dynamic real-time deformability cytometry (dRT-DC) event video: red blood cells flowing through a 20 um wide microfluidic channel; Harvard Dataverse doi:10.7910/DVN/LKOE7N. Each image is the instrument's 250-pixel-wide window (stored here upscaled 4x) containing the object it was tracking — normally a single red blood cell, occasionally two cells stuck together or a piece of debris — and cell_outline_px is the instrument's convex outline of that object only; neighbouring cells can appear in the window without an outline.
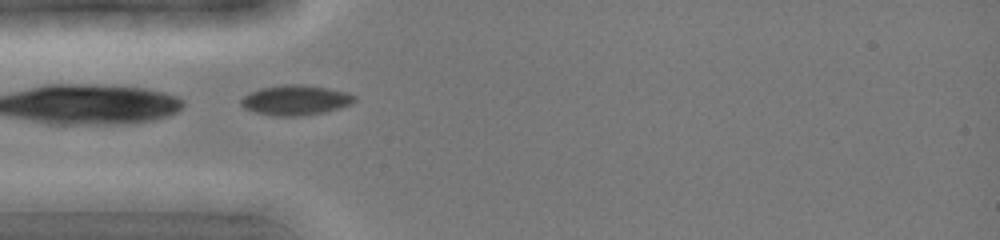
{"species": "common noctule bat (a hibernating species)", "species_latin": "Nyctalus noctula", "temperature_condition": "cold", "stored_images_in_passage": 32, "camera_frame_rate_fps": 3000, "um_per_image_px": 0.085, "animal": {"sex": "female", "body_mass_g": 19.0, "forearm_length_mm": 51.5}, "frame": {"image": 1, "passage_image": 12, "time_ms": 3.667, "image_size_px": [1000, 240], "cell_outline_px": [[356, 100], [340, 108], [324, 112], [300, 116], [272, 116], [256, 112], [244, 108], [240, 104], [240, 100], [244, 96], [260, 88], [284, 84], [300, 84], [328, 88], [344, 92], [356, 96]], "centroid_in_image_um": [25.09, 8.51], "position_along_channel_um": 59.9, "area_um2": 19.71}}
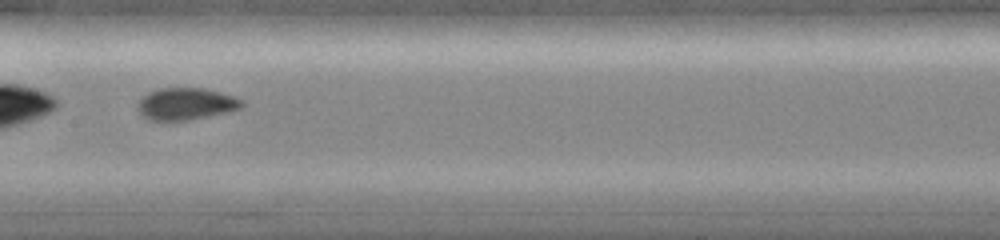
{"frame": {"image": 2, "passage_image": 21, "time_ms": 6.667, "image_size_px": [1000, 240], "cell_outline_px": [[244, 104], [240, 108], [208, 116], [188, 120], [148, 120], [136, 108], [136, 104], [148, 92], [160, 88], [204, 88], [236, 96], [244, 100]], "centroid_in_image_um": [15.8, 8.82], "position_along_channel_um": 191.6, "area_um2": 19.36}}
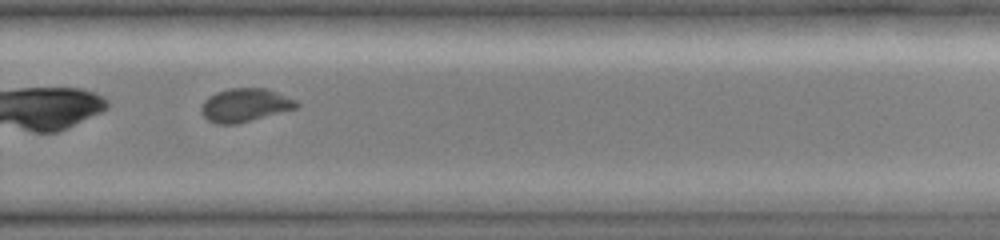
{"frame": {"image": 3, "passage_image": 29, "time_ms": 9.333, "image_size_px": [1000, 240], "cell_outline_px": [[300, 104], [296, 108], [236, 124], [216, 124], [208, 120], [200, 112], [200, 108], [204, 100], [208, 96], [216, 92], [228, 88], [264, 88], [276, 92], [296, 100]], "centroid_in_image_um": [20.78, 8.93], "position_along_channel_um": 309.0, "area_um2": 18.44}}